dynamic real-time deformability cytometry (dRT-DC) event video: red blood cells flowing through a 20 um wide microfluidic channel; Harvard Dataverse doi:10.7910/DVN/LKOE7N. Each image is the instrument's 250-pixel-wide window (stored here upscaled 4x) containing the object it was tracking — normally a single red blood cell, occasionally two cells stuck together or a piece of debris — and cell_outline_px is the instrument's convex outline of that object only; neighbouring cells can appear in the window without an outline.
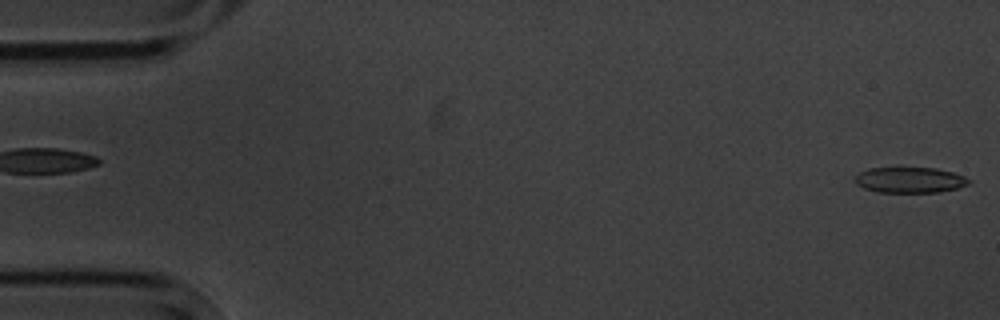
{"species": "common noctule bat (a hibernating species)", "species_latin": "Nyctalus noctula", "temperature_condition": "cold", "stored_images_in_passage": 5, "segment_of_instrument_passage": [2, 2], "camera_frame_rate_fps": 3000, "um_per_image_px": 0.085, "animal": {"sex": "male", "body_mass_g": 20.1, "forearm_length_mm": 53.5}, "frame": {"image": 1, "passage_image": 5, "time_ms": 5.667, "image_size_px": [1000, 320], "cell_outline_px": [[972, 180], [968, 184], [956, 188], [940, 192], [876, 192], [864, 188], [856, 184], [852, 180], [860, 172], [868, 168], [896, 164], [936, 168], [952, 172], [964, 176]], "centroid_in_image_um": [77.26, 15.24], "position_along_channel_um": 7.7, "area_um2": 18.03}}